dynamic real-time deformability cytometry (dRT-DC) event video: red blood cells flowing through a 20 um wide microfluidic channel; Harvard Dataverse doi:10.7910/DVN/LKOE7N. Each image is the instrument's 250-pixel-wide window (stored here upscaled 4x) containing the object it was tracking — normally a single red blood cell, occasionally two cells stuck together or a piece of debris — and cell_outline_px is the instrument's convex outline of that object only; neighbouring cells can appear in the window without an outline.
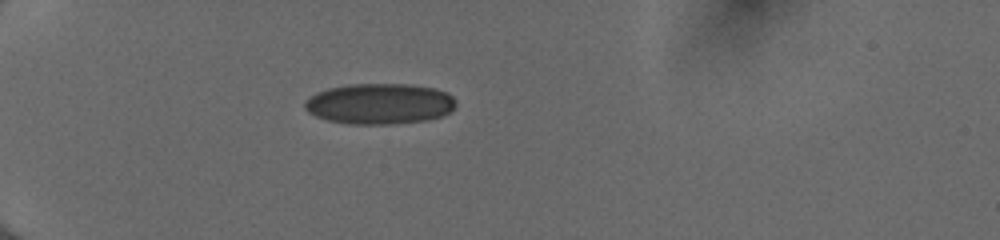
{"species": "human", "species_latin": "Homo sapiens", "temperature_condition": "cold", "stored_images_in_passage": 36, "camera_frame_rate_fps": 3000, "um_per_image_px": 0.085, "donor": {"sex": "female"}, "frame": {"image": 1, "passage_image": 1, "time_ms": 0.0, "image_size_px": [1000, 240], "cell_outline_px": [[456, 104], [448, 112], [440, 116], [428, 120], [392, 124], [348, 124], [328, 120], [316, 116], [308, 112], [304, 108], [304, 104], [316, 92], [328, 88], [348, 84], [408, 84], [432, 88], [448, 92], [456, 100]], "centroid_in_image_um": [32.26, 8.82], "position_along_channel_um": 52.7, "area_um2": 35.84}}
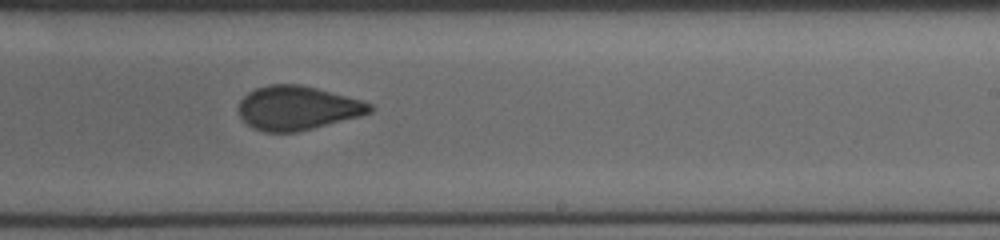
{"frame": {"image": 2, "passage_image": 19, "time_ms": 6.0, "image_size_px": [1000, 240], "cell_outline_px": [[372, 112], [360, 116], [296, 132], [264, 132], [248, 124], [240, 116], [240, 100], [248, 92], [256, 88], [268, 84], [300, 84], [316, 88], [360, 100], [372, 104]], "centroid_in_image_um": [25.27, 9.17], "position_along_channel_um": 263.7, "area_um2": 33.18}}
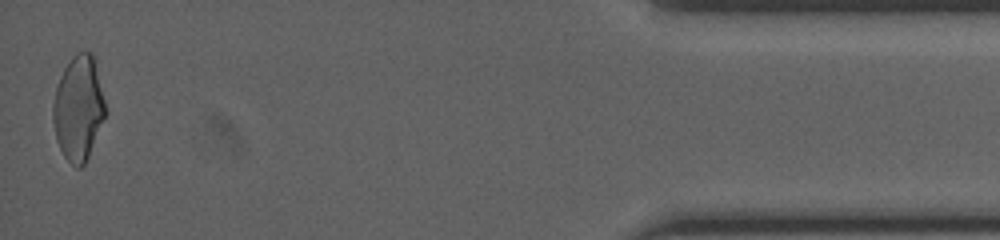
{"frame": {"image": 3, "passage_image": 36, "time_ms": 11.667, "image_size_px": [1000, 240], "cell_outline_px": [[108, 112], [88, 156], [84, 164], [80, 168], [76, 168], [64, 156], [56, 140], [52, 120], [52, 104], [56, 88], [60, 76], [64, 68], [72, 56], [76, 52], [92, 52], [96, 56]], "centroid_in_image_um": [6.7, 9.15], "position_along_channel_um": 428.5, "area_um2": 32.77}, "authors_computed_cell_mechanics": {"area_um2": 34.4777, "velocity_mm_per_s": 4.0483, "shape_relaxation_time_tau1_ms": 5.6452, "shape_relaxation_time_tau2_ms": 1.1005, "deformation_change_tau1": 0.1485, "deformation_change_tau2": 0.0653}}